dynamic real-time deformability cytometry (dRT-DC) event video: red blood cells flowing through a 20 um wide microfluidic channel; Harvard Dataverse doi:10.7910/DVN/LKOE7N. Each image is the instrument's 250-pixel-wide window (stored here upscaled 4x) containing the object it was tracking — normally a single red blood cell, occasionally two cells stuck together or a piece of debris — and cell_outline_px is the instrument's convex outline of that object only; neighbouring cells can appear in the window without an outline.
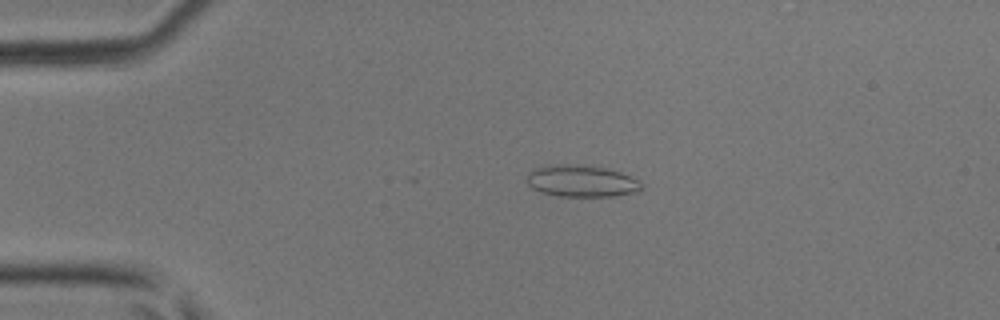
{"species": "common noctule bat (a hibernating species)", "species_latin": "Nyctalus noctula", "temperature_condition": "room temperature", "stored_images_in_passage": 12, "camera_frame_rate_fps": 3000, "um_per_image_px": 0.085, "animal": {"sex": "male", "body_mass_g": 17.9, "forearm_length_mm": 54.2}, "frame": {"image": 1, "passage_image": 10, "time_ms": 3.0, "image_size_px": [1000, 320], "cell_outline_px": [[644, 188], [636, 192], [612, 196], [560, 196], [540, 192], [532, 188], [528, 184], [528, 172], [536, 168], [548, 164], [568, 164], [608, 168], [620, 172], [640, 180], [644, 184]], "centroid_in_image_um": [49.46, 15.39], "position_along_channel_um": 35.5, "area_um2": 21.33}}